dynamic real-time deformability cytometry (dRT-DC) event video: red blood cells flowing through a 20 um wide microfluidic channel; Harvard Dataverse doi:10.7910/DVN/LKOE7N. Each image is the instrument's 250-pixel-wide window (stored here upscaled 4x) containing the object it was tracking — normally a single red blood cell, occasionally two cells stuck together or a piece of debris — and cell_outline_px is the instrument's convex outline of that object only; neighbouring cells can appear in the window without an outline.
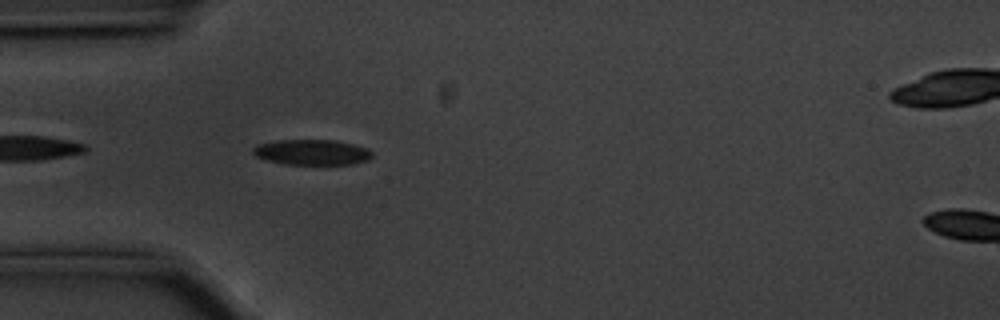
{"species": "common noctule bat (a hibernating species)", "species_latin": "Nyctalus noctula", "temperature_condition": "cold", "stored_images_in_passage": 17, "camera_frame_rate_fps": 3000, "um_per_image_px": 0.085, "animal": {"sex": "male", "body_mass_g": 20.1, "forearm_length_mm": 53.5}, "frame": {"image": 1, "passage_image": 3, "time_ms": 0.667, "image_size_px": [1000, 320], "cell_outline_px": [[372, 156], [368, 160], [352, 164], [284, 164], [268, 160], [256, 156], [252, 152], [252, 148], [260, 144], [280, 140], [336, 140], [352, 144], [364, 148], [372, 152]], "centroid_in_image_um": [26.51, 12.94], "position_along_channel_um": 58.5, "area_um2": 17.4}}